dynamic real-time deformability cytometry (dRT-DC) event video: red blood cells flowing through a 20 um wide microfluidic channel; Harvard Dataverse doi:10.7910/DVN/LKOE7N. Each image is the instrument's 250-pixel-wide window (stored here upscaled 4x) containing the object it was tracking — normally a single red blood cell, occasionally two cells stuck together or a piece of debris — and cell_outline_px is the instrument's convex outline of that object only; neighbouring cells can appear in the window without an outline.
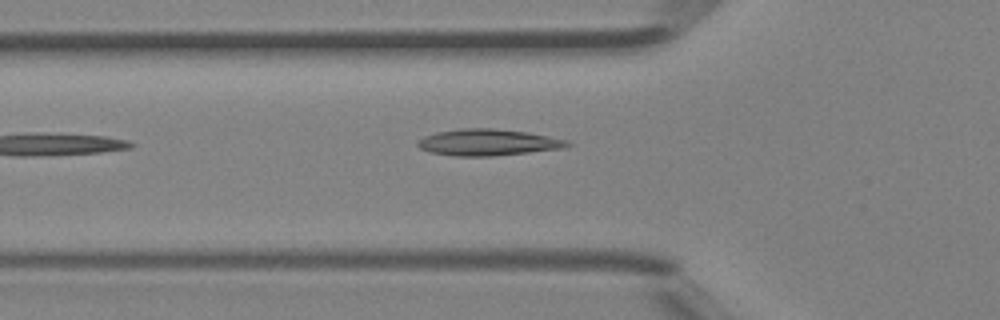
{"species": "Egyptian fruit bat (a non-hibernating species)", "species_latin": "Rousettus aegyptiacus", "temperature_condition": "room temperature", "stored_images_in_passage": 4, "camera_frame_rate_fps": 3000, "um_per_image_px": 0.085, "animal": {"sex": "female"}, "frame": {"image": 1, "passage_image": 4, "time_ms": 1.0, "image_size_px": [1000, 320], "cell_outline_px": [[572, 144], [564, 148], [492, 156], [456, 156], [432, 152], [420, 148], [416, 144], [424, 136], [436, 132], [460, 128], [492, 128], [528, 132], [568, 140]], "centroid_in_image_um": [41.49, 12.09], "position_along_channel_um": 84.3, "area_um2": 22.95}}